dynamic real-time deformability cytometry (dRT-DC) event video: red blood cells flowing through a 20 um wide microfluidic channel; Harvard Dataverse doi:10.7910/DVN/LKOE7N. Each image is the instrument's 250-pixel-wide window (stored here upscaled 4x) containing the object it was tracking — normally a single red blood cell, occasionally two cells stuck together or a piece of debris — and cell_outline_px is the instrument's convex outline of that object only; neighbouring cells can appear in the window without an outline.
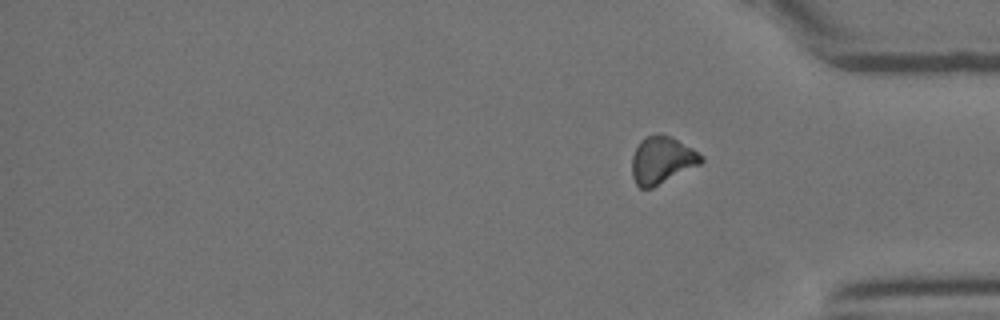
{"species": "Egyptian fruit bat (a non-hibernating species)", "species_latin": "Rousettus aegyptiacus", "temperature_condition": "room temperature", "stored_images_in_passage": 30, "segment_of_instrument_passage": [2, 2], "camera_frame_rate_fps": 3000, "um_per_image_px": 0.085, "animal": {"sex": "female"}, "frame": {"image": 1, "passage_image": 30, "time_ms": 9.667, "image_size_px": [1000, 320], "cell_outline_px": [[704, 160], [700, 164], [652, 188], [640, 188], [636, 184], [632, 176], [632, 156], [640, 140], [648, 136], [668, 136], [692, 148], [704, 156]], "centroid_in_image_um": [56.25, 13.65], "position_along_channel_um": 378.9, "area_um2": 18.61}}